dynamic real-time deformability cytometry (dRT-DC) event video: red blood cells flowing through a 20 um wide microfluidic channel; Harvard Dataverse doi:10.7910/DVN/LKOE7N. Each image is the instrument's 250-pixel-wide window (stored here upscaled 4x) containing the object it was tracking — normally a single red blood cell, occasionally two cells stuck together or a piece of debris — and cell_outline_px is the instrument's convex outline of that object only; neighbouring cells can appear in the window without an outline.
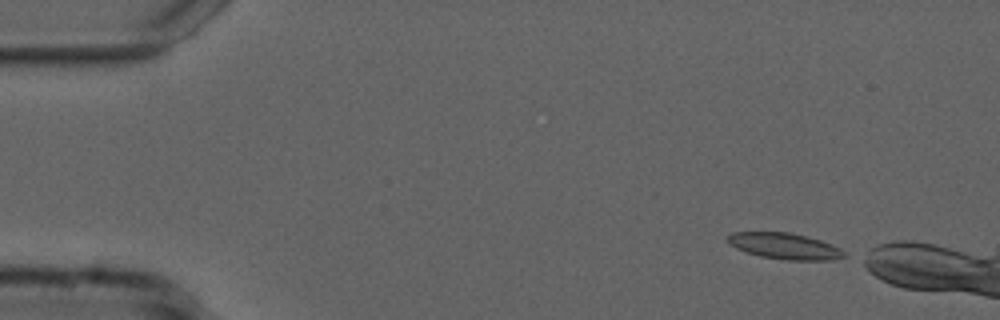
{"species": "common noctule bat (a hibernating species)", "species_latin": "Nyctalus noctula", "temperature_condition": "cold", "stored_images_in_passage": 6, "camera_frame_rate_fps": 3000, "um_per_image_px": 0.085, "animal": {"sex": "male", "forearm_length_mm": 52.5}, "frame": {"image": 1, "passage_image": 1, "time_ms": 0.0, "image_size_px": [1000, 320], "cell_outline_px": [[848, 256], [832, 260], [784, 260], [760, 256], [736, 248], [728, 244], [724, 236], [732, 232], [788, 232], [820, 240], [832, 244], [840, 248]], "centroid_in_image_um": [66.66, 20.92], "position_along_channel_um": 18.3, "area_um2": 17.86}}